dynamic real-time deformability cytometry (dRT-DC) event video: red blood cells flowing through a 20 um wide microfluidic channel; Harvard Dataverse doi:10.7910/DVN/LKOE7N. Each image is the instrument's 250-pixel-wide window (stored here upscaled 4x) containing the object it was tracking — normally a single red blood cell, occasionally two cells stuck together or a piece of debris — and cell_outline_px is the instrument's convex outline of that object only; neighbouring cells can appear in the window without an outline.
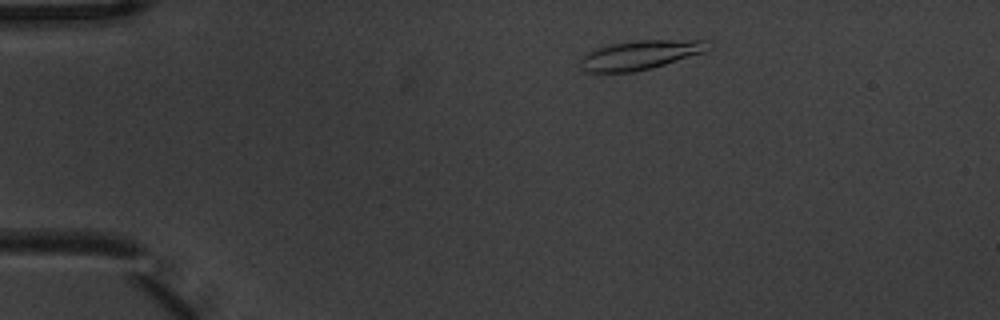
{"species": "common noctule bat (a hibernating species)", "species_latin": "Nyctalus noctula", "temperature_condition": "warm", "stored_images_in_passage": 5, "camera_frame_rate_fps": 3000, "um_per_image_px": 0.085, "animal": {"sex": "male", "body_mass_g": 20.1, "forearm_length_mm": 53.5}, "frame": {"image": 1, "passage_image": 2, "time_ms": 0.333, "image_size_px": [1000, 320], "cell_outline_px": [[712, 48], [704, 52], [652, 68], [632, 72], [580, 72], [580, 60], [588, 52], [596, 48], [612, 44], [636, 40], [708, 40], [712, 44]], "centroid_in_image_um": [54.42, 4.67], "position_along_channel_um": 30.6, "area_um2": 21.85}}
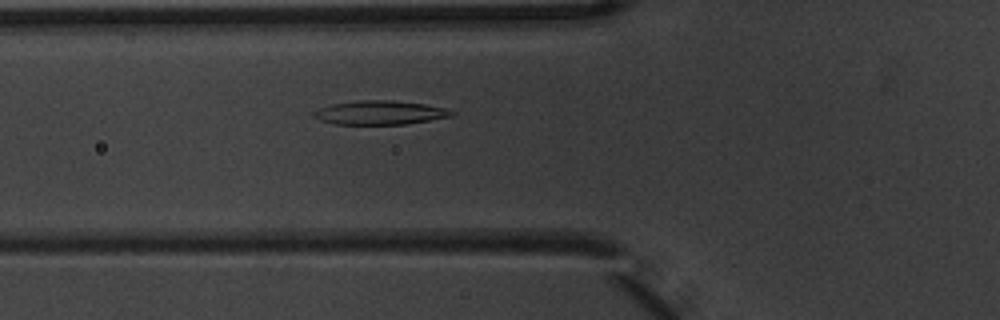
{"frame": {"image": 2, "passage_image": 5, "time_ms": 1.333, "image_size_px": [1000, 320], "cell_outline_px": [[456, 116], [408, 124], [336, 124], [320, 120], [312, 116], [312, 112], [320, 108], [332, 104], [360, 100], [392, 100], [424, 104], [444, 108], [456, 112]], "centroid_in_image_um": [32.34, 9.58], "position_along_channel_um": 93.5, "area_um2": 19.31}}